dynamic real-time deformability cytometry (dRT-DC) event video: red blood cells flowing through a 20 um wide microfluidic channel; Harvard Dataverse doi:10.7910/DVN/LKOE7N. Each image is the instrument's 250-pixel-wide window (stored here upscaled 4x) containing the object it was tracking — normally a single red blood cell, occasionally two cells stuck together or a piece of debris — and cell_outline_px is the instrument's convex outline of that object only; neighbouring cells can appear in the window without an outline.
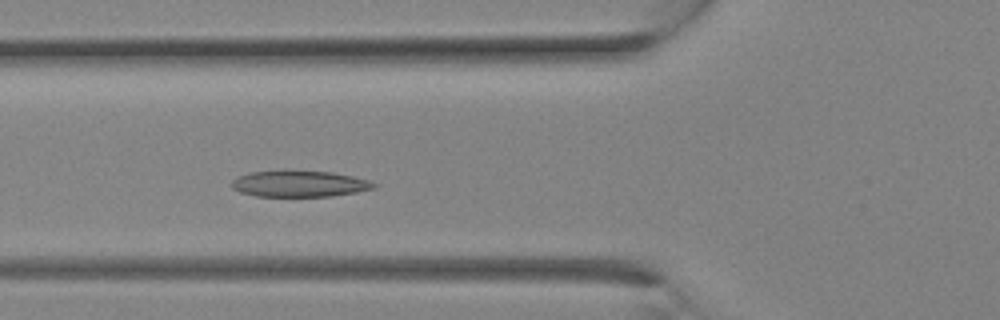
{"species": "Egyptian fruit bat (a non-hibernating species)", "species_latin": "Rousettus aegyptiacus", "temperature_condition": "room temperature", "stored_images_in_passage": 26, "camera_frame_rate_fps": 3000, "um_per_image_px": 0.085, "animal": {"sex": "female"}, "frame": {"image": 1, "passage_image": 8, "time_ms": 2.333, "image_size_px": [1000, 320], "cell_outline_px": [[380, 184], [376, 188], [356, 192], [332, 196], [256, 196], [240, 192], [232, 188], [232, 180], [236, 176], [248, 172], [284, 168], [332, 172], [352, 176], [368, 180]], "centroid_in_image_um": [25.42, 15.58], "position_along_channel_um": 100.4, "area_um2": 22.6}}
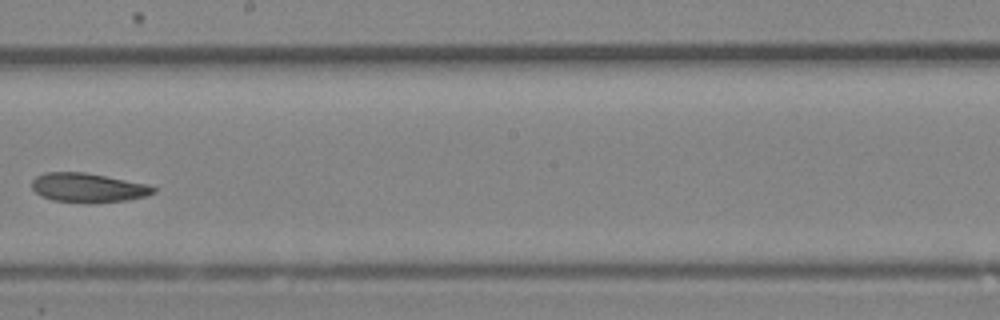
{"frame": {"image": 2, "passage_image": 14, "time_ms": 4.333, "image_size_px": [1000, 320], "cell_outline_px": [[156, 192], [148, 196], [128, 200], [92, 204], [52, 200], [40, 196], [32, 188], [32, 180], [36, 176], [44, 172], [84, 172], [148, 184], [156, 188]], "centroid_in_image_um": [7.49, 15.97], "position_along_channel_um": 240.7, "area_um2": 21.04}}
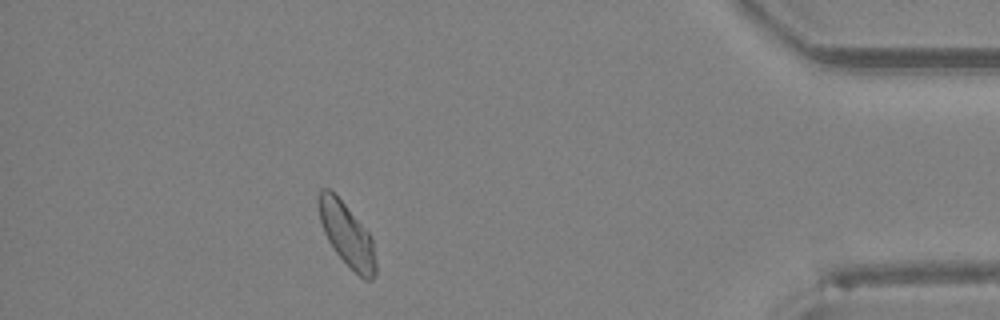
{"frame": {"image": 3, "passage_image": 23, "time_ms": 7.333, "image_size_px": [1000, 320], "cell_outline_px": [[376, 276], [372, 280], [364, 280], [336, 252], [328, 240], [324, 232], [320, 220], [316, 204], [320, 192], [324, 188], [328, 188], [344, 204], [372, 236], [376, 260]], "centroid_in_image_um": [29.5, 19.96], "position_along_channel_um": 405.7, "area_um2": 20.75}}